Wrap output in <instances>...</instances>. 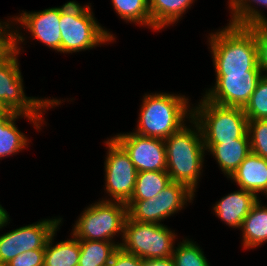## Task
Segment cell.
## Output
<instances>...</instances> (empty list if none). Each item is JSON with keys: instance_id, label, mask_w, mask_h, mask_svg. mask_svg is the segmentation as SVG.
Segmentation results:
<instances>
[{"instance_id": "obj_1", "label": "cell", "mask_w": 267, "mask_h": 266, "mask_svg": "<svg viewBox=\"0 0 267 266\" xmlns=\"http://www.w3.org/2000/svg\"><path fill=\"white\" fill-rule=\"evenodd\" d=\"M208 40L215 75L261 70L255 33L249 27L227 24L209 33Z\"/></svg>"}, {"instance_id": "obj_2", "label": "cell", "mask_w": 267, "mask_h": 266, "mask_svg": "<svg viewBox=\"0 0 267 266\" xmlns=\"http://www.w3.org/2000/svg\"><path fill=\"white\" fill-rule=\"evenodd\" d=\"M182 94L148 93L143 96L135 133L165 140L192 119V103ZM187 119V120H186Z\"/></svg>"}, {"instance_id": "obj_3", "label": "cell", "mask_w": 267, "mask_h": 266, "mask_svg": "<svg viewBox=\"0 0 267 266\" xmlns=\"http://www.w3.org/2000/svg\"><path fill=\"white\" fill-rule=\"evenodd\" d=\"M189 122L191 126L184 125L164 140L166 171L171 181L185 184L196 193L206 150L199 125L193 119Z\"/></svg>"}, {"instance_id": "obj_4", "label": "cell", "mask_w": 267, "mask_h": 266, "mask_svg": "<svg viewBox=\"0 0 267 266\" xmlns=\"http://www.w3.org/2000/svg\"><path fill=\"white\" fill-rule=\"evenodd\" d=\"M13 28V50L0 62V101L9 112L29 116H43L45 110L61 105L64 101L56 98L27 97L20 70L18 55L26 37L20 27ZM15 28V29H14Z\"/></svg>"}, {"instance_id": "obj_5", "label": "cell", "mask_w": 267, "mask_h": 266, "mask_svg": "<svg viewBox=\"0 0 267 266\" xmlns=\"http://www.w3.org/2000/svg\"><path fill=\"white\" fill-rule=\"evenodd\" d=\"M91 7L88 3L80 5L74 0L61 6V53L91 50L115 40L114 34L94 17Z\"/></svg>"}, {"instance_id": "obj_6", "label": "cell", "mask_w": 267, "mask_h": 266, "mask_svg": "<svg viewBox=\"0 0 267 266\" xmlns=\"http://www.w3.org/2000/svg\"><path fill=\"white\" fill-rule=\"evenodd\" d=\"M200 100L192 106V119L201 129L204 144H223L242 138L248 132V118L243 108L218 105L204 96Z\"/></svg>"}, {"instance_id": "obj_7", "label": "cell", "mask_w": 267, "mask_h": 266, "mask_svg": "<svg viewBox=\"0 0 267 266\" xmlns=\"http://www.w3.org/2000/svg\"><path fill=\"white\" fill-rule=\"evenodd\" d=\"M127 216L126 203L100 199L84 208L71 233L79 240L112 241L119 247L121 242L113 238L116 234L123 238Z\"/></svg>"}, {"instance_id": "obj_8", "label": "cell", "mask_w": 267, "mask_h": 266, "mask_svg": "<svg viewBox=\"0 0 267 266\" xmlns=\"http://www.w3.org/2000/svg\"><path fill=\"white\" fill-rule=\"evenodd\" d=\"M177 235L164 224H151L131 220L124 223L120 248L141 259L172 257Z\"/></svg>"}, {"instance_id": "obj_9", "label": "cell", "mask_w": 267, "mask_h": 266, "mask_svg": "<svg viewBox=\"0 0 267 266\" xmlns=\"http://www.w3.org/2000/svg\"><path fill=\"white\" fill-rule=\"evenodd\" d=\"M104 143L108 149L104 161V189L110 198H102V201L127 203L134 192L137 170L128 153L113 137Z\"/></svg>"}, {"instance_id": "obj_10", "label": "cell", "mask_w": 267, "mask_h": 266, "mask_svg": "<svg viewBox=\"0 0 267 266\" xmlns=\"http://www.w3.org/2000/svg\"><path fill=\"white\" fill-rule=\"evenodd\" d=\"M62 219H42L0 235V263L8 264L23 252L45 249L50 236L62 224Z\"/></svg>"}, {"instance_id": "obj_11", "label": "cell", "mask_w": 267, "mask_h": 266, "mask_svg": "<svg viewBox=\"0 0 267 266\" xmlns=\"http://www.w3.org/2000/svg\"><path fill=\"white\" fill-rule=\"evenodd\" d=\"M215 76L214 86L208 88L203 96L218 105L244 108L263 73L261 70H250L247 73Z\"/></svg>"}, {"instance_id": "obj_12", "label": "cell", "mask_w": 267, "mask_h": 266, "mask_svg": "<svg viewBox=\"0 0 267 266\" xmlns=\"http://www.w3.org/2000/svg\"><path fill=\"white\" fill-rule=\"evenodd\" d=\"M113 138L128 153L137 172L166 171V148L163 139L135 132L118 133Z\"/></svg>"}, {"instance_id": "obj_13", "label": "cell", "mask_w": 267, "mask_h": 266, "mask_svg": "<svg viewBox=\"0 0 267 266\" xmlns=\"http://www.w3.org/2000/svg\"><path fill=\"white\" fill-rule=\"evenodd\" d=\"M60 15L61 6L49 7L43 11H22L10 21L12 26L19 24L18 26L27 28L26 31L31 33L32 38L61 53Z\"/></svg>"}, {"instance_id": "obj_14", "label": "cell", "mask_w": 267, "mask_h": 266, "mask_svg": "<svg viewBox=\"0 0 267 266\" xmlns=\"http://www.w3.org/2000/svg\"><path fill=\"white\" fill-rule=\"evenodd\" d=\"M26 118L35 129L41 130L42 125L46 124L44 116H29L9 112L7 115L0 117V159L18 154L20 151L28 148L29 139L16 126L15 121L19 118Z\"/></svg>"}, {"instance_id": "obj_15", "label": "cell", "mask_w": 267, "mask_h": 266, "mask_svg": "<svg viewBox=\"0 0 267 266\" xmlns=\"http://www.w3.org/2000/svg\"><path fill=\"white\" fill-rule=\"evenodd\" d=\"M260 200L254 193L239 189L228 193L213 205V213L224 224L240 229L244 218Z\"/></svg>"}, {"instance_id": "obj_16", "label": "cell", "mask_w": 267, "mask_h": 266, "mask_svg": "<svg viewBox=\"0 0 267 266\" xmlns=\"http://www.w3.org/2000/svg\"><path fill=\"white\" fill-rule=\"evenodd\" d=\"M240 189L267 197V159L250 153L229 177Z\"/></svg>"}, {"instance_id": "obj_17", "label": "cell", "mask_w": 267, "mask_h": 266, "mask_svg": "<svg viewBox=\"0 0 267 266\" xmlns=\"http://www.w3.org/2000/svg\"><path fill=\"white\" fill-rule=\"evenodd\" d=\"M205 150L216 160L224 176L229 178L242 161L251 153L248 132L239 139L223 144H204Z\"/></svg>"}, {"instance_id": "obj_18", "label": "cell", "mask_w": 267, "mask_h": 266, "mask_svg": "<svg viewBox=\"0 0 267 266\" xmlns=\"http://www.w3.org/2000/svg\"><path fill=\"white\" fill-rule=\"evenodd\" d=\"M263 205L258 200L243 220L240 228L243 249H256L267 242V206Z\"/></svg>"}, {"instance_id": "obj_19", "label": "cell", "mask_w": 267, "mask_h": 266, "mask_svg": "<svg viewBox=\"0 0 267 266\" xmlns=\"http://www.w3.org/2000/svg\"><path fill=\"white\" fill-rule=\"evenodd\" d=\"M195 0H149L151 29L160 31L178 23Z\"/></svg>"}, {"instance_id": "obj_20", "label": "cell", "mask_w": 267, "mask_h": 266, "mask_svg": "<svg viewBox=\"0 0 267 266\" xmlns=\"http://www.w3.org/2000/svg\"><path fill=\"white\" fill-rule=\"evenodd\" d=\"M58 229L50 236L45 246L43 266H78L80 244L73 234L67 240L54 243Z\"/></svg>"}, {"instance_id": "obj_21", "label": "cell", "mask_w": 267, "mask_h": 266, "mask_svg": "<svg viewBox=\"0 0 267 266\" xmlns=\"http://www.w3.org/2000/svg\"><path fill=\"white\" fill-rule=\"evenodd\" d=\"M230 17L228 24L240 27H251L259 24H267L263 10L258 6L267 8V0H228ZM256 5V6H255Z\"/></svg>"}, {"instance_id": "obj_22", "label": "cell", "mask_w": 267, "mask_h": 266, "mask_svg": "<svg viewBox=\"0 0 267 266\" xmlns=\"http://www.w3.org/2000/svg\"><path fill=\"white\" fill-rule=\"evenodd\" d=\"M194 198L195 193L185 184L172 181L160 192L161 221L186 208Z\"/></svg>"}, {"instance_id": "obj_23", "label": "cell", "mask_w": 267, "mask_h": 266, "mask_svg": "<svg viewBox=\"0 0 267 266\" xmlns=\"http://www.w3.org/2000/svg\"><path fill=\"white\" fill-rule=\"evenodd\" d=\"M171 182L167 171L137 172L135 188L130 200H148L153 198Z\"/></svg>"}, {"instance_id": "obj_24", "label": "cell", "mask_w": 267, "mask_h": 266, "mask_svg": "<svg viewBox=\"0 0 267 266\" xmlns=\"http://www.w3.org/2000/svg\"><path fill=\"white\" fill-rule=\"evenodd\" d=\"M80 259L78 266H105L119 248L112 241L79 240Z\"/></svg>"}, {"instance_id": "obj_25", "label": "cell", "mask_w": 267, "mask_h": 266, "mask_svg": "<svg viewBox=\"0 0 267 266\" xmlns=\"http://www.w3.org/2000/svg\"><path fill=\"white\" fill-rule=\"evenodd\" d=\"M114 11L126 23L151 28L149 0H111Z\"/></svg>"}, {"instance_id": "obj_26", "label": "cell", "mask_w": 267, "mask_h": 266, "mask_svg": "<svg viewBox=\"0 0 267 266\" xmlns=\"http://www.w3.org/2000/svg\"><path fill=\"white\" fill-rule=\"evenodd\" d=\"M126 205L127 215L131 220L163 224L161 222L160 193L148 200H129Z\"/></svg>"}, {"instance_id": "obj_27", "label": "cell", "mask_w": 267, "mask_h": 266, "mask_svg": "<svg viewBox=\"0 0 267 266\" xmlns=\"http://www.w3.org/2000/svg\"><path fill=\"white\" fill-rule=\"evenodd\" d=\"M191 239L184 238L173 249L175 266H210L202 248Z\"/></svg>"}, {"instance_id": "obj_28", "label": "cell", "mask_w": 267, "mask_h": 266, "mask_svg": "<svg viewBox=\"0 0 267 266\" xmlns=\"http://www.w3.org/2000/svg\"><path fill=\"white\" fill-rule=\"evenodd\" d=\"M243 109L248 120L267 119V76H262L259 80Z\"/></svg>"}, {"instance_id": "obj_29", "label": "cell", "mask_w": 267, "mask_h": 266, "mask_svg": "<svg viewBox=\"0 0 267 266\" xmlns=\"http://www.w3.org/2000/svg\"><path fill=\"white\" fill-rule=\"evenodd\" d=\"M251 152L267 159V119L248 120Z\"/></svg>"}, {"instance_id": "obj_30", "label": "cell", "mask_w": 267, "mask_h": 266, "mask_svg": "<svg viewBox=\"0 0 267 266\" xmlns=\"http://www.w3.org/2000/svg\"><path fill=\"white\" fill-rule=\"evenodd\" d=\"M249 28L255 33L258 65L263 76H267V24L254 25Z\"/></svg>"}, {"instance_id": "obj_31", "label": "cell", "mask_w": 267, "mask_h": 266, "mask_svg": "<svg viewBox=\"0 0 267 266\" xmlns=\"http://www.w3.org/2000/svg\"><path fill=\"white\" fill-rule=\"evenodd\" d=\"M45 249L23 252L12 259L8 266H43Z\"/></svg>"}, {"instance_id": "obj_32", "label": "cell", "mask_w": 267, "mask_h": 266, "mask_svg": "<svg viewBox=\"0 0 267 266\" xmlns=\"http://www.w3.org/2000/svg\"><path fill=\"white\" fill-rule=\"evenodd\" d=\"M12 29L10 18L0 21V62L13 50Z\"/></svg>"}, {"instance_id": "obj_33", "label": "cell", "mask_w": 267, "mask_h": 266, "mask_svg": "<svg viewBox=\"0 0 267 266\" xmlns=\"http://www.w3.org/2000/svg\"><path fill=\"white\" fill-rule=\"evenodd\" d=\"M110 266H143V259L123 251L120 247L113 253Z\"/></svg>"}, {"instance_id": "obj_34", "label": "cell", "mask_w": 267, "mask_h": 266, "mask_svg": "<svg viewBox=\"0 0 267 266\" xmlns=\"http://www.w3.org/2000/svg\"><path fill=\"white\" fill-rule=\"evenodd\" d=\"M143 266H175L172 257L143 259Z\"/></svg>"}, {"instance_id": "obj_35", "label": "cell", "mask_w": 267, "mask_h": 266, "mask_svg": "<svg viewBox=\"0 0 267 266\" xmlns=\"http://www.w3.org/2000/svg\"><path fill=\"white\" fill-rule=\"evenodd\" d=\"M10 215L8 214V212L6 211V209H4L2 207V205L0 204V230L6 225H8V223H10Z\"/></svg>"}, {"instance_id": "obj_36", "label": "cell", "mask_w": 267, "mask_h": 266, "mask_svg": "<svg viewBox=\"0 0 267 266\" xmlns=\"http://www.w3.org/2000/svg\"><path fill=\"white\" fill-rule=\"evenodd\" d=\"M9 113L8 109L0 101V117H3Z\"/></svg>"}, {"instance_id": "obj_37", "label": "cell", "mask_w": 267, "mask_h": 266, "mask_svg": "<svg viewBox=\"0 0 267 266\" xmlns=\"http://www.w3.org/2000/svg\"><path fill=\"white\" fill-rule=\"evenodd\" d=\"M0 266H8L7 264L4 263H0Z\"/></svg>"}]
</instances>
